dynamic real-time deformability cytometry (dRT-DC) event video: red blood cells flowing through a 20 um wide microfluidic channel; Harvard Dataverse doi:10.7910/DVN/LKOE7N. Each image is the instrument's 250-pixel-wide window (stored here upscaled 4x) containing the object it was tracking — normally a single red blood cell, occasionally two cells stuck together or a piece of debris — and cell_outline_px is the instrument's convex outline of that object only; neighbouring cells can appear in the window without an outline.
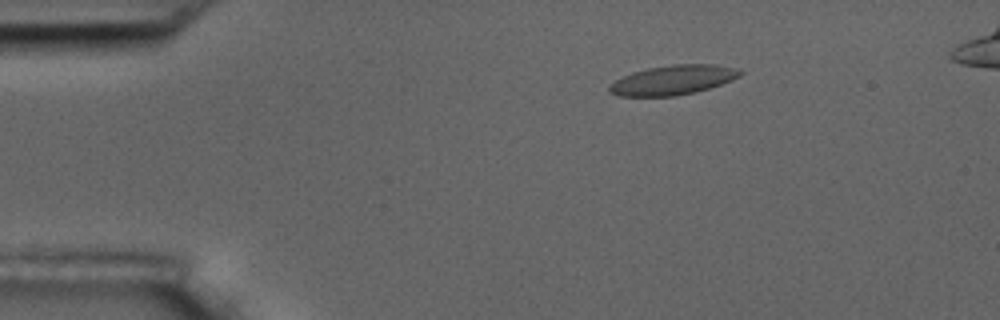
{"species": "common noctule bat (a hibernating species)", "species_latin": "Nyctalus noctula", "temperature_condition": "room temperature", "stored_images_in_passage": 4, "camera_frame_rate_fps": 3000, "um_per_image_px": 0.085, "animal": {"sex": "male", "body_mass_g": 17.5, "forearm_length_mm": 52.3}, "frame": {"image": 1, "passage_image": 2, "time_ms": 1.333, "image_size_px": [1000, 320], "cell_outline_px": [[744, 72], [740, 76], [732, 80], [696, 92], [676, 96], [620, 96], [608, 92], [608, 88], [616, 80], [632, 72], [648, 68], [672, 64], [716, 64], [740, 68]], "centroid_in_image_um": [57.25, 6.79], "position_along_channel_um": 27.8, "area_um2": 22.6}}